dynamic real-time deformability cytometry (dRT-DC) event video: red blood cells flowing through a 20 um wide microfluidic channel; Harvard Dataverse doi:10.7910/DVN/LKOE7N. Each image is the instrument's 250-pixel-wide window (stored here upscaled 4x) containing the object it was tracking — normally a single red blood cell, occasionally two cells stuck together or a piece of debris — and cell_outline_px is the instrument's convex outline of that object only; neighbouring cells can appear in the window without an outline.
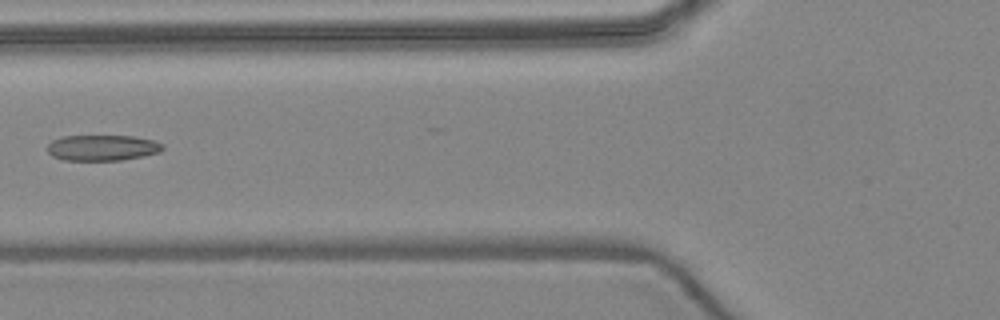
{"species": "common noctule bat (a hibernating species)", "species_latin": "Nyctalus noctula", "temperature_condition": "warm", "stored_images_in_passage": 5, "camera_frame_rate_fps": 3000, "um_per_image_px": 0.085, "animal": {"sex": "female", "body_mass_g": 24.6, "forearm_length_mm": 56.2}, "frame": {"image": 1, "passage_image": 5, "time_ms": 5.667, "image_size_px": [1000, 320], "cell_outline_px": [[164, 148], [160, 152], [144, 156], [120, 160], [64, 160], [52, 156], [48, 152], [48, 144], [52, 140], [64, 136], [136, 136], [152, 140], [164, 144]], "centroid_in_image_um": [8.72, 12.56], "position_along_channel_um": 117.1, "area_um2": 17.34}}